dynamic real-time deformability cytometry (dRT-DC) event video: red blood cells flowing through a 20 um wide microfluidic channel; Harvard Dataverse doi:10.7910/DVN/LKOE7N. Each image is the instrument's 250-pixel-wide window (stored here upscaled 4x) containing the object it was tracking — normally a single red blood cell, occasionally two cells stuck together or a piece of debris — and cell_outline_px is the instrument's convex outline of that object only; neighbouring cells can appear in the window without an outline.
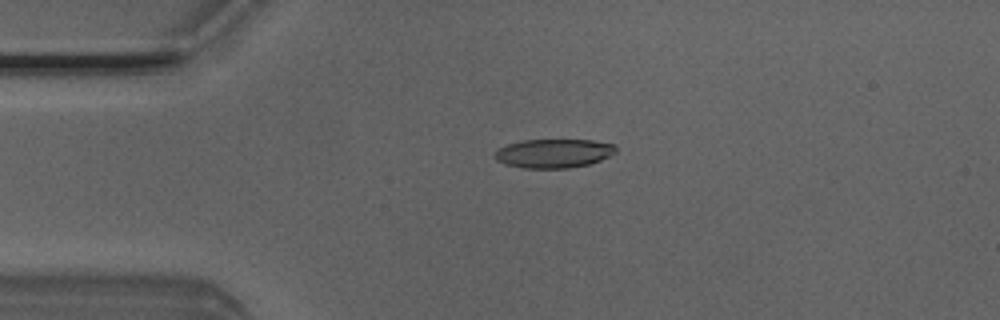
{"species": "Egyptian fruit bat (a non-hibernating species)", "species_latin": "Rousettus aegyptiacus", "temperature_condition": "room temperature", "stored_images_in_passage": 6, "camera_frame_rate_fps": 3000, "um_per_image_px": 0.085, "animal": {"sex": "male"}, "frame": {"image": 1, "passage_image": 3, "time_ms": 0.667, "image_size_px": [1000, 320], "cell_outline_px": [[616, 152], [600, 160], [588, 164], [568, 168], [524, 168], [504, 164], [496, 160], [496, 152], [500, 148], [508, 144], [520, 140], [592, 140], [612, 144], [616, 148]], "centroid_in_image_um": [47.05, 13.03], "position_along_channel_um": 38.0, "area_um2": 20.17}}